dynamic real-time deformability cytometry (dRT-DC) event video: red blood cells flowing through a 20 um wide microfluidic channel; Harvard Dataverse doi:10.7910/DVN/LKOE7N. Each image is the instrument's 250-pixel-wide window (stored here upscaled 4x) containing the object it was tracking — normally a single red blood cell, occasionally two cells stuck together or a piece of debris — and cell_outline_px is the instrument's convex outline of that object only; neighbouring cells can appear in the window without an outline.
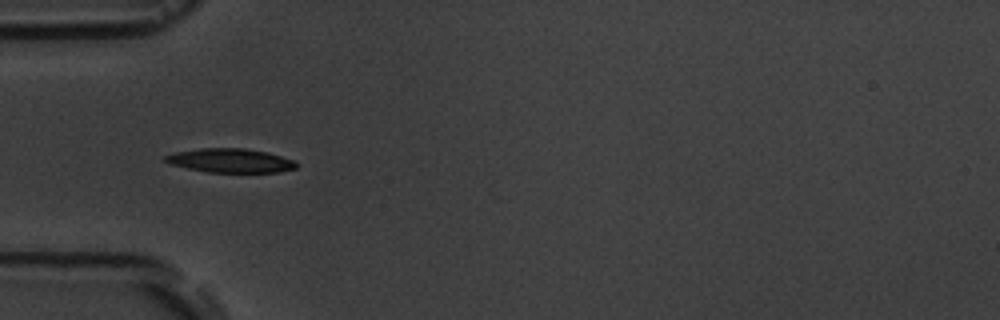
{"species": "common noctule bat (a hibernating species)", "species_latin": "Nyctalus noctula", "temperature_condition": "room temperature", "stored_images_in_passage": 6, "camera_frame_rate_fps": 3000, "um_per_image_px": 0.085, "animal": {"sex": "male", "body_mass_g": 19.5, "forearm_length_mm": 54.6}, "frame": {"image": 1, "passage_image": 4, "time_ms": 3.333, "image_size_px": [1000, 320], "cell_outline_px": [[296, 168], [280, 172], [208, 172], [168, 164], [164, 160], [164, 156], [176, 152], [200, 148], [244, 148], [268, 152], [292, 160], [296, 164]], "centroid_in_image_um": [19.55, 13.64], "position_along_channel_um": 65.5, "area_um2": 18.21}}
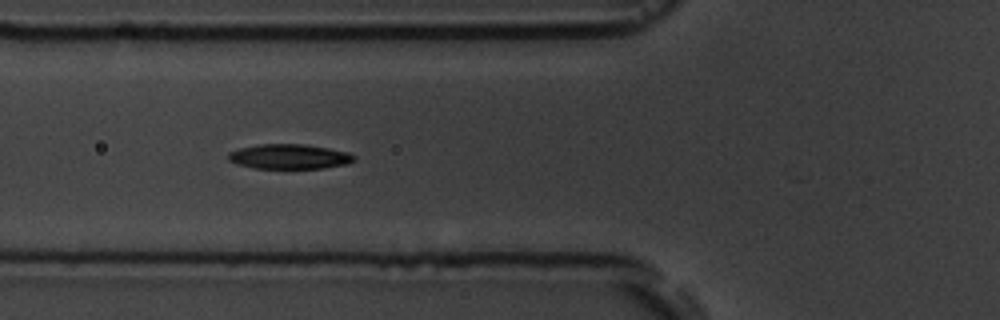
{"frame": {"image": 2, "passage_image": 5, "time_ms": 4.333, "image_size_px": [1000, 320], "cell_outline_px": [[356, 160], [348, 164], [324, 168], [256, 168], [236, 164], [228, 160], [228, 152], [240, 148], [260, 144], [304, 144], [328, 148], [348, 152], [356, 156]], "centroid_in_image_um": [24.61, 13.31], "position_along_channel_um": 101.2, "area_um2": 18.26}}